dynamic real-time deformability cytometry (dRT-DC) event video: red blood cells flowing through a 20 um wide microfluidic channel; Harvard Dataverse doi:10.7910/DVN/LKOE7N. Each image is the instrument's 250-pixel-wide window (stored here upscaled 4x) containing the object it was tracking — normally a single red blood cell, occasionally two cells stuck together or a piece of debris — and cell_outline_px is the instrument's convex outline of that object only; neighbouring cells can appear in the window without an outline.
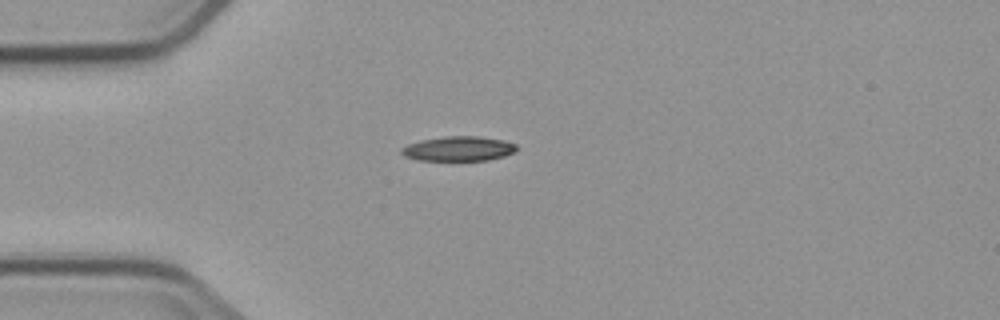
{"species": "common noctule bat (a hibernating species)", "species_latin": "Nyctalus noctula", "temperature_condition": "cold", "stored_images_in_passage": 2, "camera_frame_rate_fps": 3000, "um_per_image_px": 0.085, "animal": {"sex": "male", "body_mass_g": 23.1, "forearm_length_mm": 52.7}, "frame": {"image": 1, "passage_image": 1, "time_ms": 0.0, "image_size_px": [1000, 320], "cell_outline_px": [[516, 152], [504, 156], [488, 160], [416, 160], [404, 156], [400, 152], [400, 148], [408, 144], [420, 140], [444, 136], [476, 136], [504, 140], [516, 144]], "centroid_in_image_um": [38.95, 12.64], "position_along_channel_um": 46.0, "area_um2": 16.65}}
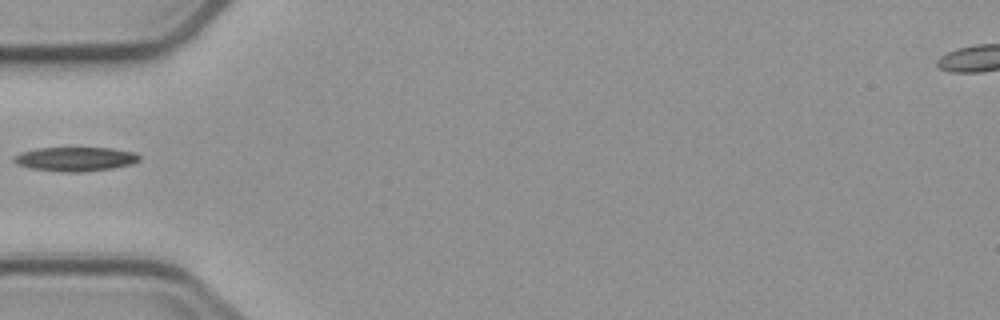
{"frame": {"image": 2, "passage_image": 2, "time_ms": 1.333, "image_size_px": [1000, 320], "cell_outline_px": [[140, 160], [132, 164], [112, 168], [84, 172], [60, 172], [32, 168], [16, 164], [12, 160], [12, 156], [20, 152], [36, 148], [112, 148], [136, 152], [140, 156]], "centroid_in_image_um": [6.39, 13.52], "position_along_channel_um": 78.6, "area_um2": 17.86}}